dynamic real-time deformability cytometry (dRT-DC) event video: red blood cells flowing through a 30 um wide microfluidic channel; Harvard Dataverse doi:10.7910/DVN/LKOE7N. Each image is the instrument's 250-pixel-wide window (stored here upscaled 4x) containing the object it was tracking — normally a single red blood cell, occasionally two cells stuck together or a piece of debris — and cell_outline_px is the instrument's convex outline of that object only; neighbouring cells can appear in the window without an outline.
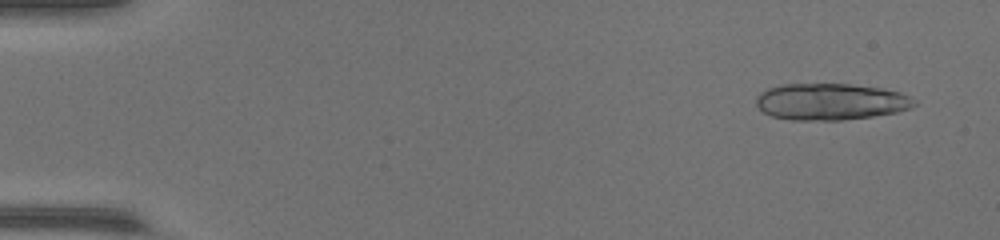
{"species": "common noctule bat (a hibernating species)", "species_latin": "Nyctalus noctula", "temperature_condition": "warm", "stored_images_in_passage": 20, "camera_frame_rate_fps": 3000, "um_per_image_px": 0.085, "animal": {"sex": "female", "body_mass_g": 17.0, "forearm_length_mm": 48.0}, "frame": {"image": 1, "passage_image": 3, "time_ms": 0.667, "image_size_px": [1000, 240], "cell_outline_px": [[916, 104], [912, 108], [896, 112], [872, 116], [844, 120], [792, 120], [772, 116], [764, 112], [756, 104], [756, 96], [760, 92], [768, 88], [780, 84], [852, 84], [884, 88], [900, 92], [912, 96], [916, 100]], "centroid_in_image_um": [70.64, 8.63], "position_along_channel_um": 14.4, "area_um2": 34.04}}
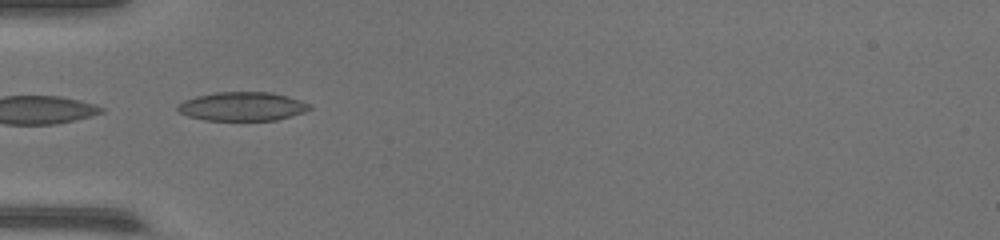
{"frame": {"image": 2, "passage_image": 18, "time_ms": 5.667, "image_size_px": [1000, 240], "cell_outline_px": [[312, 108], [304, 112], [276, 120], [204, 120], [188, 116], [180, 112], [176, 108], [176, 104], [184, 100], [196, 96], [216, 92], [272, 92], [288, 96], [312, 104]], "centroid_in_image_um": [20.59, 9.04], "position_along_channel_um": 64.4, "area_um2": 22.25}}